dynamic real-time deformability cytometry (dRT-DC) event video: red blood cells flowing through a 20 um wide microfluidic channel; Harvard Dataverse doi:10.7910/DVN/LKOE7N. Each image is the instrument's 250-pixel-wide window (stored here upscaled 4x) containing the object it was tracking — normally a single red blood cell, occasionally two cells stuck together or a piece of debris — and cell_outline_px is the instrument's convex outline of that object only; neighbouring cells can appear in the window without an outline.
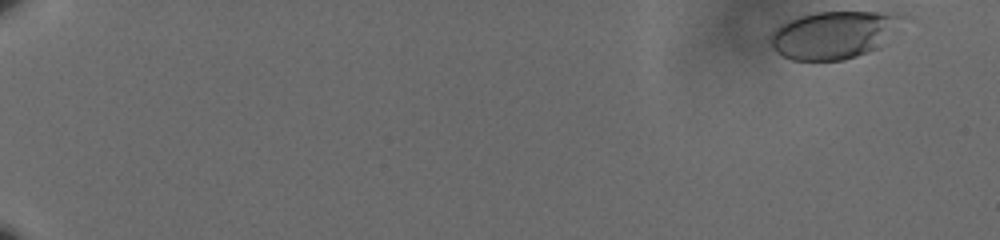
{"species": "human", "species_latin": "Homo sapiens", "temperature_condition": "cold", "stored_images_in_passage": 54, "camera_frame_rate_fps": 3000, "um_per_image_px": 0.085, "donor": {"sex": "male"}, "frame": {"image": 1, "passage_image": 1, "time_ms": 0.0, "image_size_px": [1000, 240], "cell_outline_px": [[904, 16], [884, 44], [880, 48], [844, 60], [792, 60], [776, 52], [772, 48], [768, 36], [780, 24], [788, 20], [800, 16], [816, 12], [880, 12]], "centroid_in_image_um": [70.8, 2.97], "position_along_channel_um": 14.2, "area_um2": 36.36}}
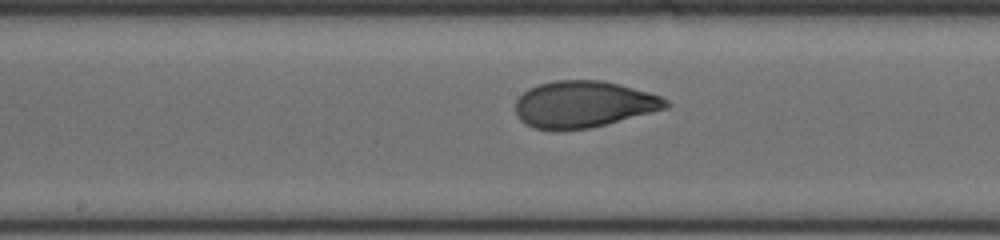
{"frame": {"image": 2, "passage_image": 33, "time_ms": 10.667, "image_size_px": [1000, 240], "cell_outline_px": [[672, 104], [668, 108], [588, 128], [536, 128], [524, 124], [520, 120], [516, 112], [516, 100], [528, 88], [540, 84], [556, 80], [604, 80], [620, 84], [648, 92], [660, 96], [668, 100]], "centroid_in_image_um": [49.63, 8.83], "position_along_channel_um": 198.6, "area_um2": 40.29}}
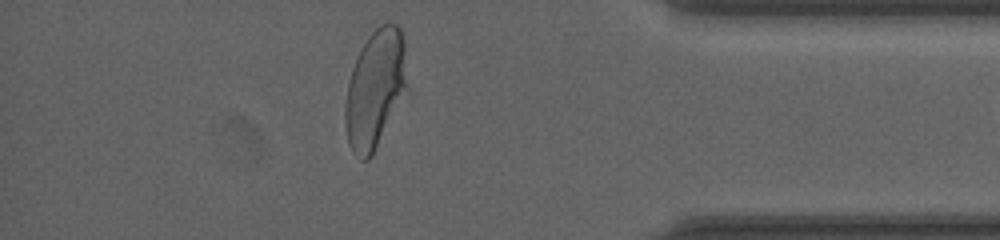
{"frame": {"image": 3, "passage_image": 52, "time_ms": 17.0, "image_size_px": [1000, 240], "cell_outline_px": [[412, 92], [372, 156], [368, 160], [360, 160], [352, 152], [348, 144], [344, 124], [344, 108], [348, 80], [352, 68], [368, 36], [380, 24], [388, 20], [396, 24], [400, 28], [404, 36]], "centroid_in_image_um": [32.0, 7.6], "position_along_channel_um": 403.2, "area_um2": 45.43}}